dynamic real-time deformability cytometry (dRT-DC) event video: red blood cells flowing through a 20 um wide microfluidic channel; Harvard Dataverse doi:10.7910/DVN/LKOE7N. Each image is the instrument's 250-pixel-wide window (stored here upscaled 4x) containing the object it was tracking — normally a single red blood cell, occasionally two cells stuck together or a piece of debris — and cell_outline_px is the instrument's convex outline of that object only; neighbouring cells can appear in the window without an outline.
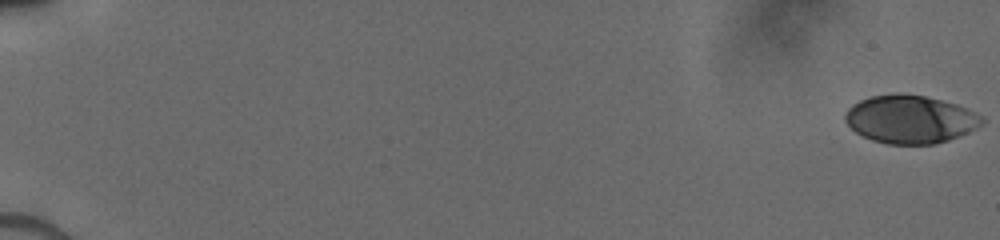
{"species": "human", "species_latin": "Homo sapiens", "temperature_condition": "cold", "stored_images_in_passage": 95, "camera_frame_rate_fps": 3000, "um_per_image_px": 0.085, "donor": {"sex": "male"}, "frame": {"image": 1, "passage_image": 1, "time_ms": 0.0, "image_size_px": [1000, 240], "cell_outline_px": [[984, 124], [968, 132], [948, 140], [936, 144], [888, 144], [872, 140], [856, 132], [844, 120], [844, 116], [848, 108], [852, 104], [860, 100], [872, 96], [896, 92], [900, 92], [924, 96], [956, 104], [984, 116]], "centroid_in_image_um": [77.37, 10.13], "position_along_channel_um": 7.6, "area_um2": 38.44}}
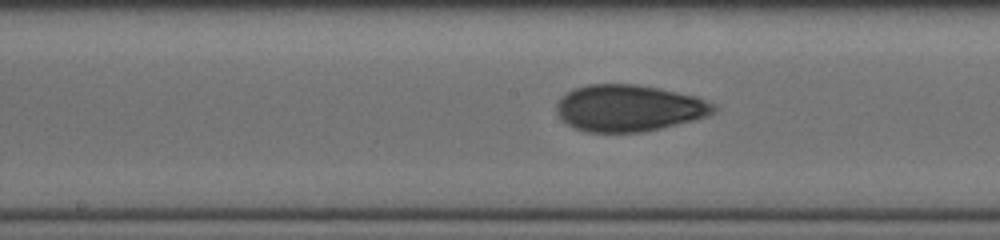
{"frame": {"image": 2, "passage_image": 52, "time_ms": 9.667, "image_size_px": [1000, 240], "cell_outline_px": [[716, 112], [708, 116], [660, 128], [640, 132], [588, 132], [576, 128], [560, 120], [556, 112], [556, 104], [560, 96], [572, 88], [588, 84], [636, 84], [660, 88], [696, 96], [716, 104]], "centroid_in_image_um": [53.42, 9.17], "position_along_channel_um": 194.8, "area_um2": 43.0}}
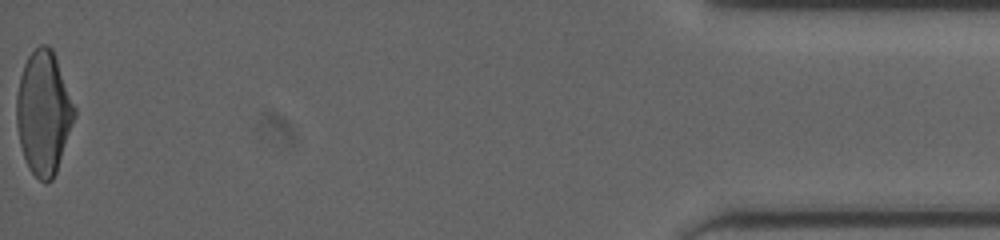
{"frame": {"image": 3, "passage_image": 94, "time_ms": 17.333, "image_size_px": [1000, 240], "cell_outline_px": [[76, 116], [56, 172], [52, 180], [44, 184], [28, 168], [20, 144], [16, 124], [16, 96], [20, 76], [24, 64], [28, 56], [40, 44], [48, 44], [52, 48], [76, 108]], "centroid_in_image_um": [3.7, 9.58], "position_along_channel_um": 431.5, "area_um2": 41.67}}